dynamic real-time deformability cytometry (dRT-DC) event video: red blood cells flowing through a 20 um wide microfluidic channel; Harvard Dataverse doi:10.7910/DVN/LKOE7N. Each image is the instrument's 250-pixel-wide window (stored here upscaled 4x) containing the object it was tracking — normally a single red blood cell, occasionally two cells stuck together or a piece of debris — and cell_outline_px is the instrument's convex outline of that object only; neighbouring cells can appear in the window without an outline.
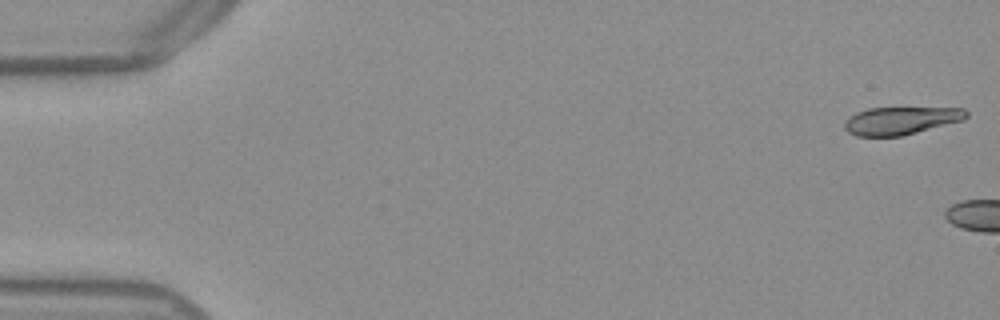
{"species": "Egyptian fruit bat (a non-hibernating species)", "species_latin": "Rousettus aegyptiacus", "temperature_condition": "warm", "stored_images_in_passage": 4, "camera_frame_rate_fps": 3000, "um_per_image_px": 0.085, "frame": {"image": 1, "passage_image": 1, "time_ms": 0.0, "image_size_px": [1000, 320], "cell_outline_px": [[968, 116], [964, 120], [900, 136], [856, 136], [848, 132], [844, 128], [844, 120], [848, 116], [856, 112], [868, 108], [964, 108], [968, 112]], "centroid_in_image_um": [76.54, 10.25], "position_along_channel_um": 8.5, "area_um2": 19.71}}